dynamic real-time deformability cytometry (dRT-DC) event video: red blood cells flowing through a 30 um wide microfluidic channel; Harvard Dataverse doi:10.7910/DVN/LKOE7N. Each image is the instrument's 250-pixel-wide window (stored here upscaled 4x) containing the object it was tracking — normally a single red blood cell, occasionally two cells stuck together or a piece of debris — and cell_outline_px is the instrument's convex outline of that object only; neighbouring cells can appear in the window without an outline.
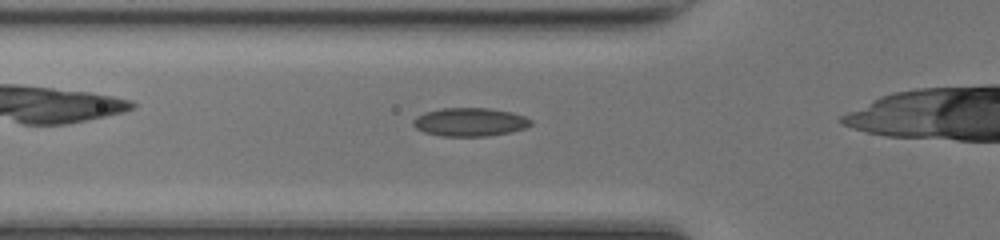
{"species": "common noctule bat (a hibernating species)", "species_latin": "Nyctalus noctula", "temperature_condition": "room temperature", "stored_images_in_passage": 25, "camera_frame_rate_fps": 3000, "um_per_image_px": 0.085, "animal": {"sex": "female", "body_mass_g": 17.0, "forearm_length_mm": 48.0}, "frame": {"image": 1, "passage_image": 3, "time_ms": 0.667, "image_size_px": [1000, 240], "cell_outline_px": [[532, 124], [524, 128], [512, 132], [488, 136], [444, 136], [424, 132], [416, 128], [412, 124], [412, 120], [416, 116], [424, 112], [440, 108], [488, 108], [512, 112], [524, 116], [532, 120]], "centroid_in_image_um": [39.93, 10.37], "position_along_channel_um": 85.9, "area_um2": 19.59}}
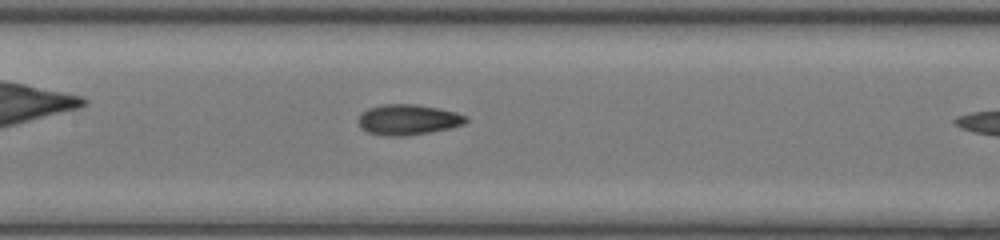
{"frame": {"image": 2, "passage_image": 9, "time_ms": 2.667, "image_size_px": [1000, 240], "cell_outline_px": [[468, 120], [464, 124], [448, 128], [428, 132], [404, 136], [388, 136], [368, 132], [360, 128], [356, 120], [360, 112], [368, 108], [380, 104], [416, 104], [440, 108], [456, 112], [468, 116]], "centroid_in_image_um": [34.64, 10.15], "position_along_channel_um": 172.8, "area_um2": 19.36}}
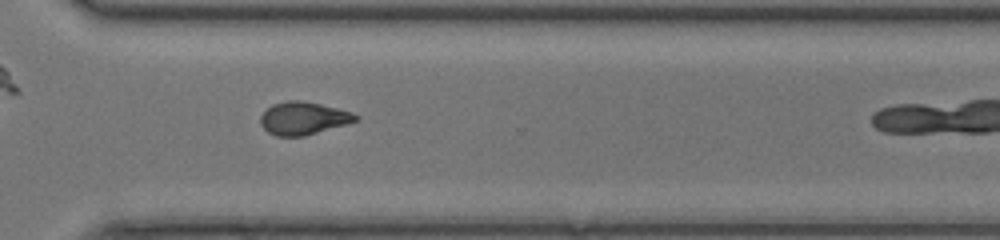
{"frame": {"image": 3, "passage_image": 21, "time_ms": 6.667, "image_size_px": [1000, 240], "cell_outline_px": [[360, 116], [356, 120], [348, 124], [304, 136], [276, 136], [268, 132], [260, 124], [260, 116], [272, 104], [288, 100], [300, 100], [320, 104], [352, 112]], "centroid_in_image_um": [25.78, 10.05], "position_along_channel_um": 344.8, "area_um2": 18.15}}